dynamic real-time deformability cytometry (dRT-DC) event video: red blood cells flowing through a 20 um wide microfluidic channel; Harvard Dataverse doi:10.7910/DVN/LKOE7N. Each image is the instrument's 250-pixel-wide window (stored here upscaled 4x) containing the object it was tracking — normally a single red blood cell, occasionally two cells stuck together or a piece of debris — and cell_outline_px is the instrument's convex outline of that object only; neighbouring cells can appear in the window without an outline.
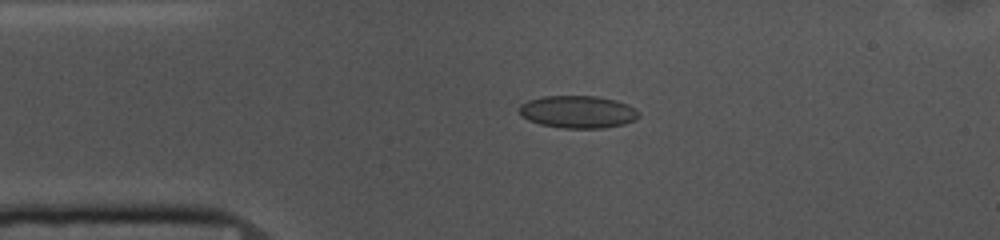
{"species": "common noctule bat (a hibernating species)", "species_latin": "Nyctalus noctula", "temperature_condition": "cold", "stored_images_in_passage": 53, "camera_frame_rate_fps": 3000, "um_per_image_px": 0.085, "animal": {"sex": "female", "body_mass_g": 10.0, "forearm_length_mm": 53.1}, "frame": {"image": 1, "passage_image": 10, "time_ms": 3.0, "image_size_px": [1000, 240], "cell_outline_px": [[640, 116], [636, 120], [624, 124], [604, 128], [564, 128], [540, 124], [528, 120], [520, 116], [520, 104], [528, 100], [544, 96], [596, 96], [616, 100], [628, 104], [636, 108], [640, 112]], "centroid_in_image_um": [49.15, 9.51], "position_along_channel_um": 35.8, "area_um2": 22.83}}
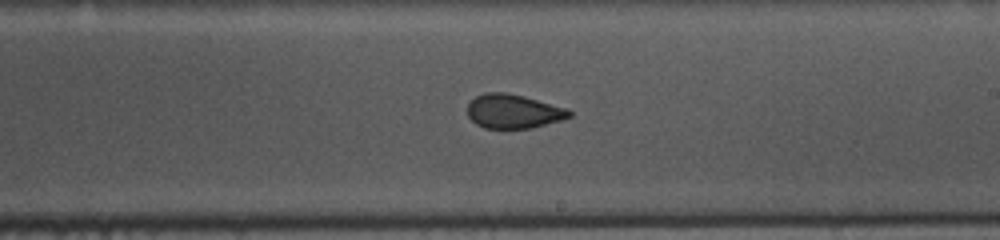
{"frame": {"image": 2, "passage_image": 29, "time_ms": 9.333, "image_size_px": [1000, 240], "cell_outline_px": [[572, 116], [560, 120], [532, 128], [484, 128], [476, 124], [468, 116], [468, 104], [476, 96], [484, 92], [504, 92], [524, 96], [568, 108], [572, 112]], "centroid_in_image_um": [43.64, 9.46], "position_along_channel_um": 245.4, "area_um2": 20.23}}
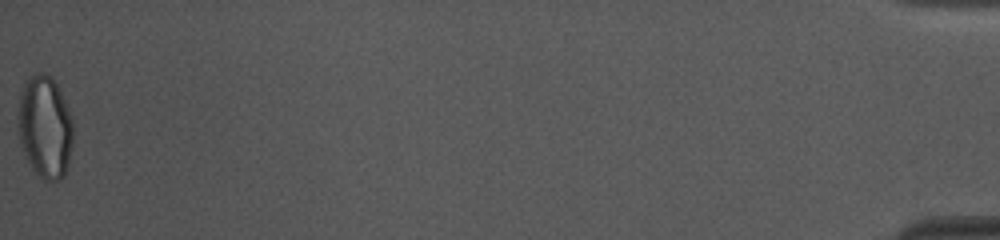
{"frame": {"image": 3, "passage_image": 53, "time_ms": 17.333, "image_size_px": [1000, 240], "cell_outline_px": [[72, 144], [68, 164], [64, 176], [60, 180], [44, 180], [32, 168], [20, 144], [16, 132], [16, 116], [20, 92], [24, 84], [32, 76], [40, 72], [44, 72], [56, 84], [64, 100], [72, 120]], "centroid_in_image_um": [3.78, 10.81], "position_along_channel_um": 431.4, "area_um2": 32.95}, "authors_computed_cell_mechanics": {"area_um2": 21.9062, "velocity_mm_per_s": 3.6601, "shape_relaxation_time_tau1_ms": 7.3398, "shape_relaxation_time_tau2_ms": 1.0916, "deformation_change_tau1": 0.1317, "deformation_change_tau2": 0.0428}}